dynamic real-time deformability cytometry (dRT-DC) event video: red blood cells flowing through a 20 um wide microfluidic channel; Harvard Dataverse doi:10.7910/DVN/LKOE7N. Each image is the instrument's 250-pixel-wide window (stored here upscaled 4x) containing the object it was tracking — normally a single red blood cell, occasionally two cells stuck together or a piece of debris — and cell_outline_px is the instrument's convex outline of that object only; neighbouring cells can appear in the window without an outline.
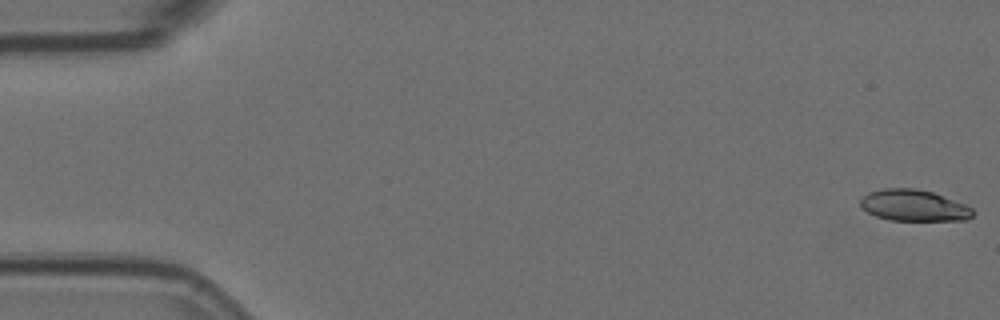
{"species": "Egyptian fruit bat (a non-hibernating species)", "species_latin": "Rousettus aegyptiacus", "temperature_condition": "room temperature", "stored_images_in_passage": 5, "camera_frame_rate_fps": 3000, "um_per_image_px": 0.085, "animal": {"sex": "female"}, "frame": {"image": 1, "passage_image": 1, "time_ms": 0.0, "image_size_px": [1000, 320], "cell_outline_px": [[972, 216], [968, 220], [888, 220], [876, 216], [860, 208], [860, 200], [868, 192], [884, 188], [916, 188], [932, 192], [964, 204], [972, 208]], "centroid_in_image_um": [77.63, 17.46], "position_along_channel_um": 7.4, "area_um2": 20.46}}
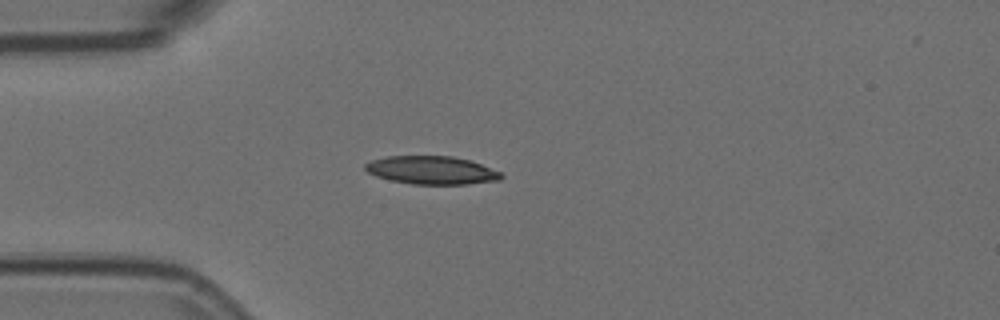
{"frame": {"image": 2, "passage_image": 4, "time_ms": 1.0, "image_size_px": [1000, 320], "cell_outline_px": [[504, 176], [500, 180], [468, 184], [412, 184], [392, 180], [376, 176], [368, 172], [364, 168], [364, 164], [372, 160], [388, 156], [452, 156], [468, 160], [480, 164], [500, 172]], "centroid_in_image_um": [36.68, 14.47], "position_along_channel_um": 48.3, "area_um2": 22.14}}